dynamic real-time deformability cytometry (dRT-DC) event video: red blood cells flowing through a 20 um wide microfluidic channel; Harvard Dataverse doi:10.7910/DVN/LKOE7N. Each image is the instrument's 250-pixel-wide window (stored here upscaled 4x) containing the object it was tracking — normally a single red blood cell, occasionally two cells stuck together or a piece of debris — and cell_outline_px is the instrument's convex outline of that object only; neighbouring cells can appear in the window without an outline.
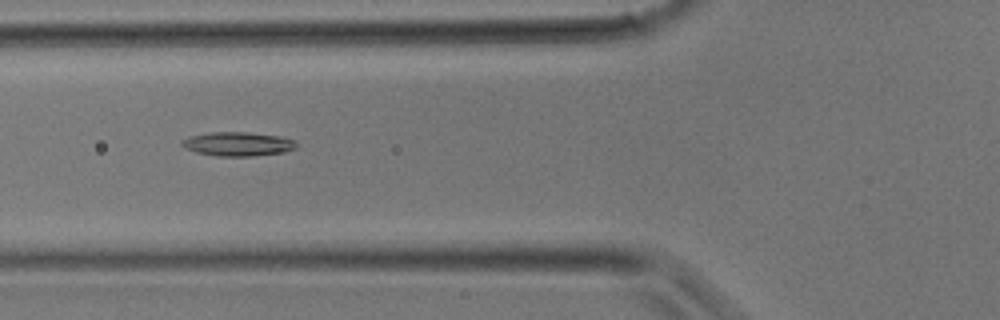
{"species": "common noctule bat (a hibernating species)", "species_latin": "Nyctalus noctula", "temperature_condition": "room temperature", "stored_images_in_passage": 26, "camera_frame_rate_fps": 3000, "um_per_image_px": 0.085, "animal": {"sex": "male", "body_mass_g": 17.9}, "frame": {"image": 1, "passage_image": 5, "time_ms": 1.333, "image_size_px": [1000, 320], "cell_outline_px": [[296, 148], [284, 152], [252, 156], [216, 156], [196, 152], [184, 148], [180, 144], [188, 136], [212, 132], [248, 132], [280, 136], [296, 140]], "centroid_in_image_um": [20.22, 12.24], "position_along_channel_um": 105.6, "area_um2": 16.07}}
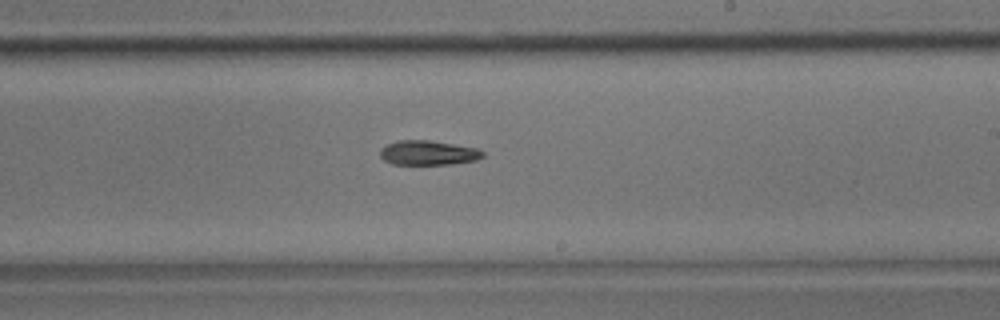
{"frame": {"image": 2, "passage_image": 12, "time_ms": 3.667, "image_size_px": [1000, 320], "cell_outline_px": [[484, 156], [476, 160], [452, 164], [392, 164], [384, 160], [380, 156], [380, 148], [388, 144], [400, 140], [428, 140], [476, 148], [484, 152]], "centroid_in_image_um": [36.38, 12.99], "position_along_channel_um": 252.6, "area_um2": 14.57}}
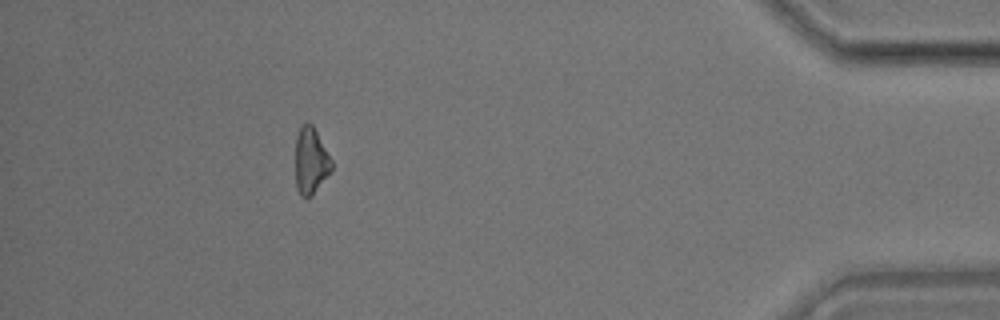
{"frame": {"image": 3, "passage_image": 22, "time_ms": 7.0, "image_size_px": [1000, 320], "cell_outline_px": [[332, 168], [312, 196], [300, 196], [296, 188], [296, 136], [300, 128], [308, 120], [312, 124], [332, 160]], "centroid_in_image_um": [26.4, 13.66], "position_along_channel_um": 408.8, "area_um2": 13.81}}